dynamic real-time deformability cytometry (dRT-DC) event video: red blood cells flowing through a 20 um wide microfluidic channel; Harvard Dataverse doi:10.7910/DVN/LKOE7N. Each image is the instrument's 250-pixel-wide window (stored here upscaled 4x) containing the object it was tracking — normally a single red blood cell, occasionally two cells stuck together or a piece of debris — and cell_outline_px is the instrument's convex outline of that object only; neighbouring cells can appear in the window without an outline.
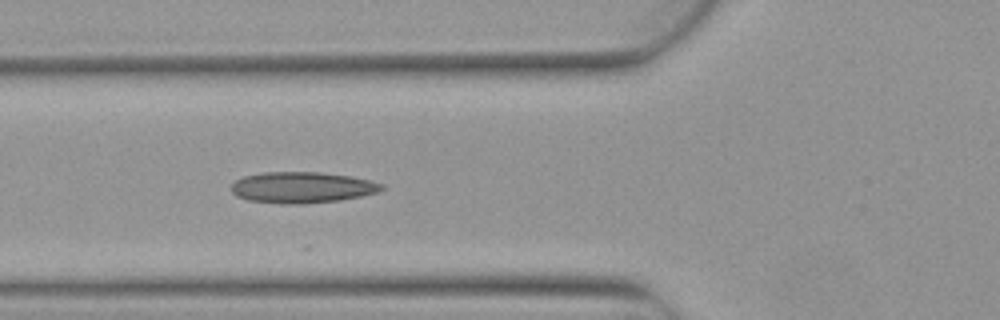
{"species": "Egyptian fruit bat (a non-hibernating species)", "species_latin": "Rousettus aegyptiacus", "temperature_condition": "warm", "stored_images_in_passage": 3, "camera_frame_rate_fps": 3000, "um_per_image_px": 0.085, "animal": {"sex": "female"}, "frame": {"image": 1, "passage_image": 3, "time_ms": 0.667, "image_size_px": [1000, 320], "cell_outline_px": [[384, 188], [380, 192], [340, 200], [304, 204], [280, 204], [248, 200], [236, 196], [232, 192], [232, 184], [236, 180], [244, 176], [264, 172], [320, 172], [352, 176], [384, 184]], "centroid_in_image_um": [25.69, 15.93], "position_along_channel_um": 100.1, "area_um2": 27.4}}